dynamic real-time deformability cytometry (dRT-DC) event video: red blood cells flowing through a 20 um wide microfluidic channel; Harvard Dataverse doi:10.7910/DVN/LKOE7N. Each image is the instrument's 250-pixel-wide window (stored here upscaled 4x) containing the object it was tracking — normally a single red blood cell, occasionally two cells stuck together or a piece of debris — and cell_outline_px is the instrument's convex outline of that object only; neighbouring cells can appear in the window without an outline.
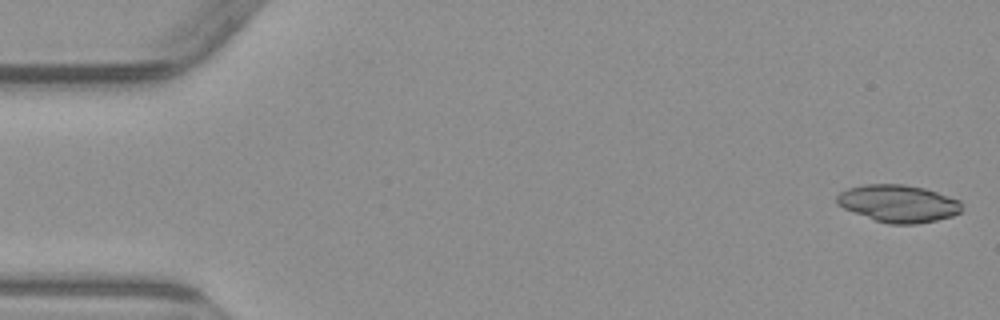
{"species": "common noctule bat (a hibernating species)", "species_latin": "Nyctalus noctula", "temperature_condition": "warm", "stored_images_in_passage": 5, "camera_frame_rate_fps": 3000, "um_per_image_px": 0.085, "animal": {"sex": "male", "body_mass_g": 23.1, "forearm_length_mm": 52.7}, "frame": {"image": 1, "passage_image": 1, "time_ms": 0.0, "image_size_px": [1000, 320], "cell_outline_px": [[964, 208], [960, 212], [952, 216], [936, 220], [916, 224], [888, 224], [876, 220], [844, 208], [836, 204], [836, 196], [840, 192], [848, 188], [864, 184], [904, 184], [924, 188], [960, 200]], "centroid_in_image_um": [76.37, 17.29], "position_along_channel_um": 8.6, "area_um2": 27.17}}